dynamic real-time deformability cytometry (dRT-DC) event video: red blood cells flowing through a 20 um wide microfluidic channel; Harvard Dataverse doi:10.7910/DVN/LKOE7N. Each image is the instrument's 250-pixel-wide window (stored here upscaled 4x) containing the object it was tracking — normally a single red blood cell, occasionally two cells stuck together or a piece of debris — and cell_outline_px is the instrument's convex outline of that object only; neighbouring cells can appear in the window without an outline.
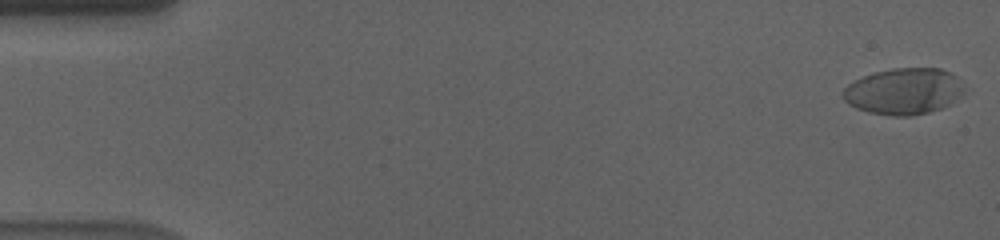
{"species": "human", "species_latin": "Homo sapiens", "temperature_condition": "cold", "stored_images_in_passage": 57, "camera_frame_rate_fps": 3000, "um_per_image_px": 0.085, "donor": {"sex": "male"}, "frame": {"image": 1, "passage_image": 1, "time_ms": 0.0, "image_size_px": [1000, 240], "cell_outline_px": [[964, 92], [948, 104], [940, 108], [928, 112], [912, 116], [892, 116], [868, 112], [856, 108], [848, 104], [844, 100], [844, 88], [848, 84], [864, 76], [876, 72], [892, 68], [940, 68], [956, 76], [964, 88]], "centroid_in_image_um": [76.8, 7.76], "position_along_channel_um": 8.2, "area_um2": 32.43}}
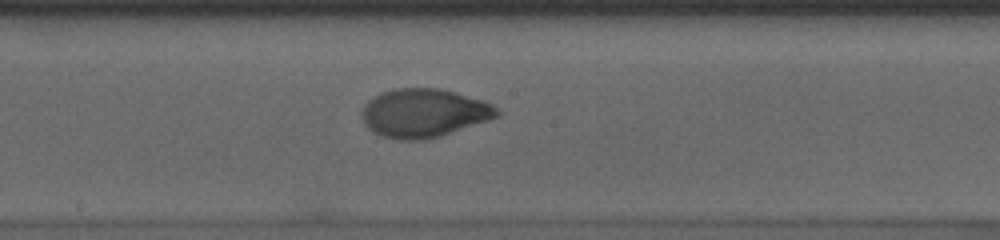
{"frame": {"image": 2, "passage_image": 31, "time_ms": 10.0, "image_size_px": [1000, 240], "cell_outline_px": [[500, 116], [440, 136], [424, 140], [396, 140], [380, 136], [372, 132], [364, 124], [360, 116], [360, 112], [364, 104], [372, 96], [380, 92], [396, 88], [440, 88], [484, 100], [492, 104], [500, 112]], "centroid_in_image_um": [35.97, 9.61], "position_along_channel_um": 212.2, "area_um2": 38.73}}
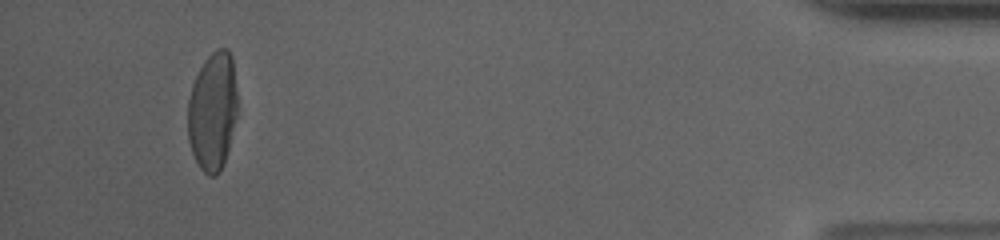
{"frame": {"image": 3, "passage_image": 54, "time_ms": 17.667, "image_size_px": [1000, 240], "cell_outline_px": [[236, 116], [228, 148], [220, 172], [216, 176], [208, 176], [200, 168], [192, 152], [188, 140], [188, 100], [192, 84], [204, 60], [216, 48], [228, 48], [232, 56], [236, 88]], "centroid_in_image_um": [18.06, 9.44], "position_along_channel_um": 417.1, "area_um2": 34.16}, "authors_computed_cell_mechanics": {"area_um2": 35.9516, "velocity_mm_per_s": 3.5713, "shape_relaxation_time_tau1_ms": 4.3902, "shape_relaxation_time_tau2_ms": 0.9508, "deformation_change_tau1": 0.21, "deformation_change_tau2": 0.0389}}